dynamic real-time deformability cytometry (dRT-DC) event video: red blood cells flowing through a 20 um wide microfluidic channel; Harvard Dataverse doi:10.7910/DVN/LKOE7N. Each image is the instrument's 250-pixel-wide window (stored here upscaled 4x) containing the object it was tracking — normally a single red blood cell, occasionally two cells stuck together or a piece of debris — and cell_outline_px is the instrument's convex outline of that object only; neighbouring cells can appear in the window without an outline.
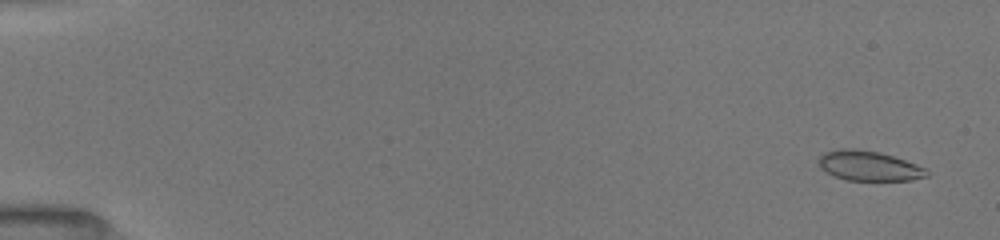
{"species": "common noctule bat (a hibernating species)", "species_latin": "Nyctalus noctula", "temperature_condition": "room temperature", "stored_images_in_passage": 14, "camera_frame_rate_fps": 3000, "um_per_image_px": 0.085, "animal": {"sex": "female", "body_mass_g": 19.5, "forearm_length_mm": 54.1}, "frame": {"image": 1, "passage_image": 3, "time_ms": 0.667, "image_size_px": [1000, 240], "cell_outline_px": [[928, 176], [912, 180], [848, 180], [836, 176], [820, 168], [816, 160], [824, 152], [840, 148], [856, 148], [880, 152], [928, 168]], "centroid_in_image_um": [73.85, 14.08], "position_along_channel_um": 11.2, "area_um2": 18.9}}
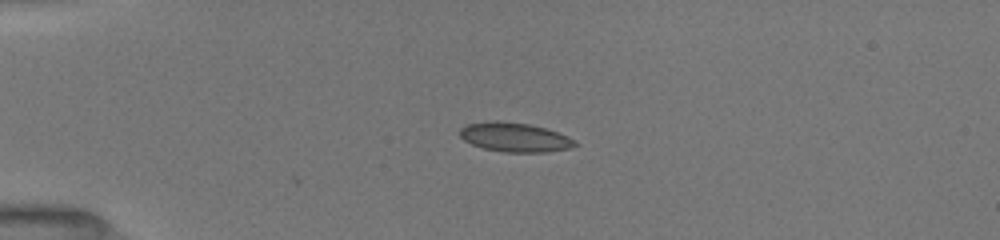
{"frame": {"image": 2, "passage_image": 10, "time_ms": 4.333, "image_size_px": [1000, 240], "cell_outline_px": [[580, 144], [572, 148], [548, 152], [504, 152], [484, 148], [472, 144], [464, 140], [460, 136], [460, 128], [464, 124], [488, 120], [496, 120], [528, 124], [544, 128], [568, 136], [576, 140]], "centroid_in_image_um": [43.76, 11.66], "position_along_channel_um": 41.2, "area_um2": 19.83}}